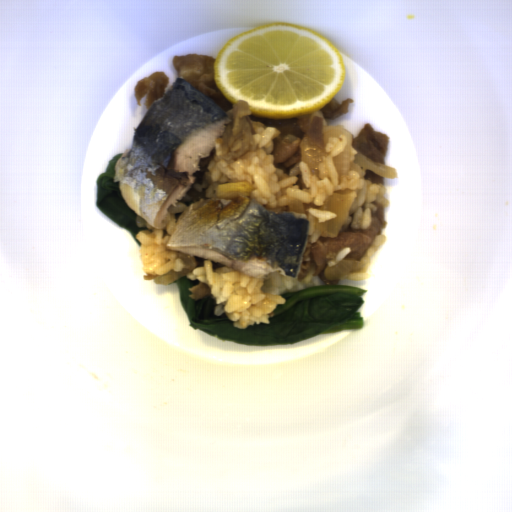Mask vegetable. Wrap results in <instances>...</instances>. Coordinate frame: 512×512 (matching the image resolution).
<instances>
[{"label": "vegetable", "mask_w": 512, "mask_h": 512, "mask_svg": "<svg viewBox=\"0 0 512 512\" xmlns=\"http://www.w3.org/2000/svg\"><path fill=\"white\" fill-rule=\"evenodd\" d=\"M122 154L113 156L101 175L96 178V207L100 213L107 217L119 228L128 230L132 239L139 247L142 242L136 237L142 230L149 227L138 226V214L134 212L124 200L120 190V182H115V166Z\"/></svg>", "instance_id": "vegetable-2"}, {"label": "vegetable", "mask_w": 512, "mask_h": 512, "mask_svg": "<svg viewBox=\"0 0 512 512\" xmlns=\"http://www.w3.org/2000/svg\"><path fill=\"white\" fill-rule=\"evenodd\" d=\"M188 324L218 340L250 346L292 345L319 335L357 331L364 326L360 307L367 290L352 285L317 286L283 292L285 303L273 311L269 324L246 329L234 327L228 314L215 316L217 302L210 294L201 300L189 297L188 288L201 283L184 276L173 282Z\"/></svg>", "instance_id": "vegetable-1"}]
</instances>
